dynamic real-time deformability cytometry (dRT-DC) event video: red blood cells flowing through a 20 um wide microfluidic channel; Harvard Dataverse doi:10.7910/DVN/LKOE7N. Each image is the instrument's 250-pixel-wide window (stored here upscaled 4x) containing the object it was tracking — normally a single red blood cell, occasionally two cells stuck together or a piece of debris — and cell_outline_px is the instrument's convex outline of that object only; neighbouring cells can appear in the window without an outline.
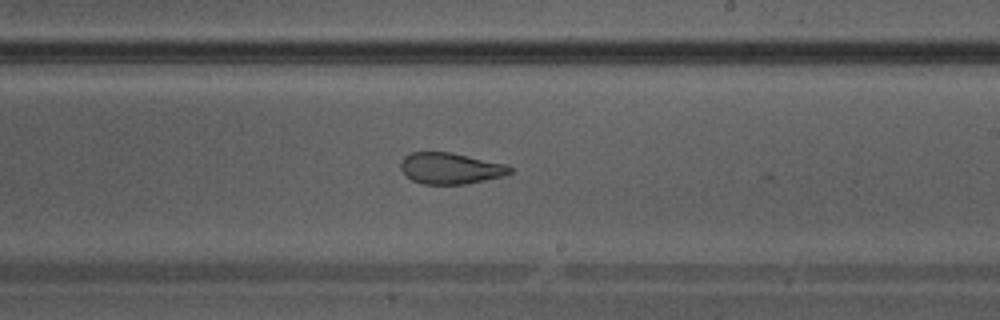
{"species": "Egyptian fruit bat (a non-hibernating species)", "species_latin": "Rousettus aegyptiacus", "temperature_condition": "warm", "stored_images_in_passage": 41, "camera_frame_rate_fps": 3000, "um_per_image_px": 0.085, "animal": {"sex": "male"}, "frame": {"image": 1, "passage_image": 24, "time_ms": 7.667, "image_size_px": [1000, 320], "cell_outline_px": [[512, 172], [504, 176], [464, 184], [424, 184], [412, 180], [400, 168], [400, 164], [404, 156], [412, 152], [452, 152], [508, 164], [512, 168]], "centroid_in_image_um": [38.32, 14.3], "position_along_channel_um": 250.7, "area_um2": 19.94}}